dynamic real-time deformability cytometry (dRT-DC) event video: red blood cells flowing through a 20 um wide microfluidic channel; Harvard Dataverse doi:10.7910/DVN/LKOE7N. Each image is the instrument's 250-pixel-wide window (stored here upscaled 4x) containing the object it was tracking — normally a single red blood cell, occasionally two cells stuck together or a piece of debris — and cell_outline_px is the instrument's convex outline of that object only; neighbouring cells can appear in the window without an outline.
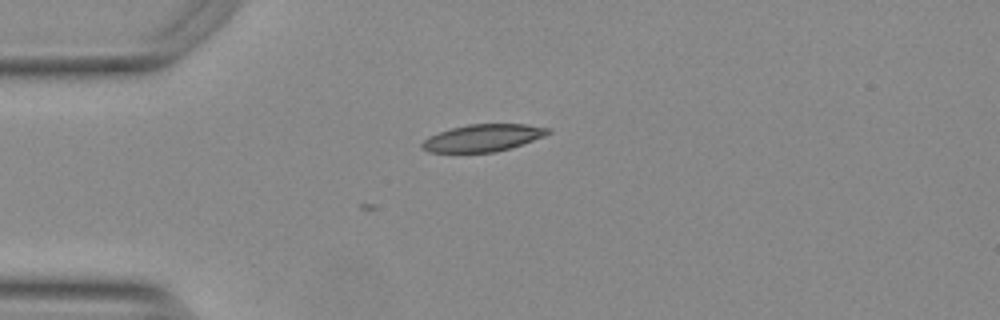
{"species": "Egyptian fruit bat (a non-hibernating species)", "species_latin": "Rousettus aegyptiacus", "temperature_condition": "warm", "stored_images_in_passage": 5, "camera_frame_rate_fps": 3000, "um_per_image_px": 0.085, "animal": {"sex": "female"}, "frame": {"image": 1, "passage_image": 5, "time_ms": 1.333, "image_size_px": [1000, 320], "cell_outline_px": [[552, 132], [544, 136], [496, 152], [428, 152], [420, 148], [420, 144], [428, 136], [452, 128], [468, 124], [528, 124], [552, 128]], "centroid_in_image_um": [41.04, 11.71], "position_along_channel_um": 44.0, "area_um2": 19.88}}